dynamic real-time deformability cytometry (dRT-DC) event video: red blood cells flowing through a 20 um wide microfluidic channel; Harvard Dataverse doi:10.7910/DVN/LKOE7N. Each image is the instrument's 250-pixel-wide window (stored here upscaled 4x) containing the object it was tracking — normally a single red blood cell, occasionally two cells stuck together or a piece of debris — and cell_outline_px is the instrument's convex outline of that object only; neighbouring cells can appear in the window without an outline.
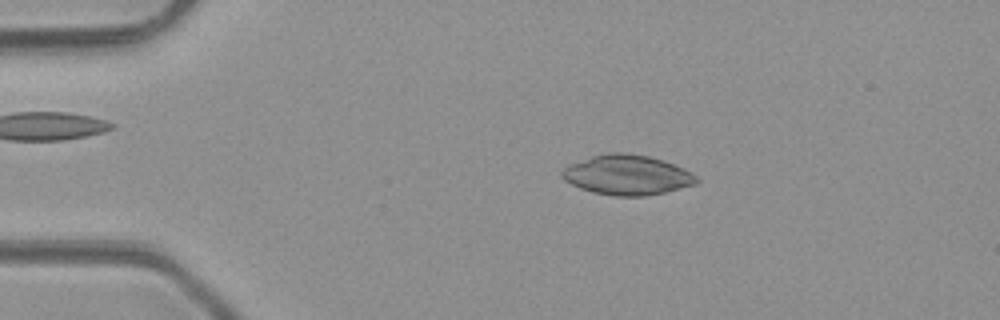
{"species": "common noctule bat (a hibernating species)", "species_latin": "Nyctalus noctula", "temperature_condition": "room temperature", "stored_images_in_passage": 3, "camera_frame_rate_fps": 3000, "um_per_image_px": 0.085, "animal": {"sex": "male", "body_mass_g": 23.1, "forearm_length_mm": 52.7}, "frame": {"image": 1, "passage_image": 2, "time_ms": 1.0, "image_size_px": [1000, 320], "cell_outline_px": [[700, 180], [696, 184], [664, 192], [644, 196], [616, 196], [592, 192], [580, 188], [564, 180], [560, 172], [568, 164], [592, 156], [608, 152], [624, 152], [648, 156], [664, 160], [684, 168], [692, 172]], "centroid_in_image_um": [53.31, 14.86], "position_along_channel_um": 31.7, "area_um2": 31.39}}